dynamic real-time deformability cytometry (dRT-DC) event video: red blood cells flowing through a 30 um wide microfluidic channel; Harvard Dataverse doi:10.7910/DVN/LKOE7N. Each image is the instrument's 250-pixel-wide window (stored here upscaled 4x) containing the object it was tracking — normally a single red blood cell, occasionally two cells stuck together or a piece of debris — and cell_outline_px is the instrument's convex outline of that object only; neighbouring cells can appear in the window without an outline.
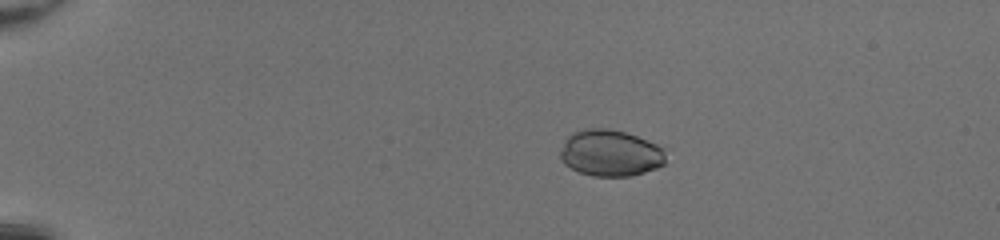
{"species": "common noctule bat (a hibernating species)", "species_latin": "Nyctalus noctula", "temperature_condition": "room temperature", "stored_images_in_passage": 40, "camera_frame_rate_fps": 3000, "um_per_image_px": 0.085, "animal": {"sex": "female", "body_mass_g": 20.0, "forearm_length_mm": 54.0}, "frame": {"image": 1, "passage_image": 1, "time_ms": 0.0, "image_size_px": [1000, 240], "cell_outline_px": [[664, 164], [656, 168], [644, 172], [628, 176], [592, 176], [580, 172], [564, 164], [560, 160], [560, 152], [564, 140], [572, 132], [584, 128], [608, 128], [624, 132], [636, 136], [656, 144], [664, 148]], "centroid_in_image_um": [51.84, 13.0], "position_along_channel_um": 33.2, "area_um2": 28.55}}
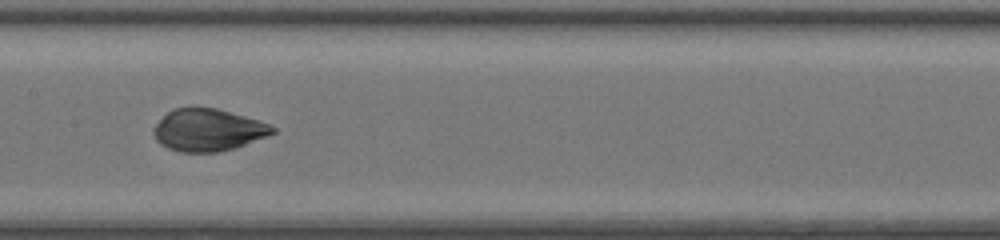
{"frame": {"image": 2, "passage_image": 18, "time_ms": 5.667, "image_size_px": [1000, 240], "cell_outline_px": [[276, 132], [244, 144], [220, 152], [180, 152], [168, 148], [160, 144], [156, 140], [152, 132], [152, 128], [172, 108], [216, 108], [260, 120], [276, 128]], "centroid_in_image_um": [17.65, 11.05], "position_along_channel_um": 189.7, "area_um2": 29.02}}
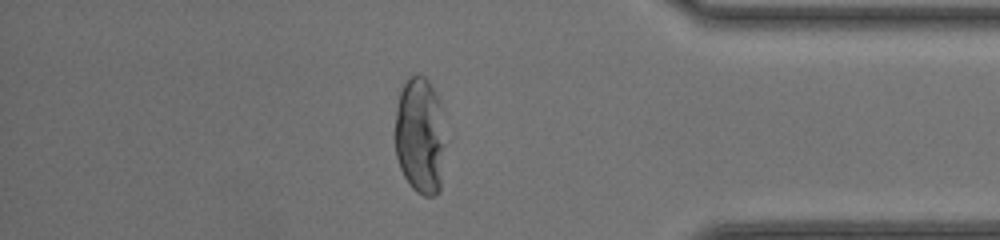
{"frame": {"image": 3, "passage_image": 34, "time_ms": 11.0, "image_size_px": [1000, 240], "cell_outline_px": [[444, 144], [440, 192], [432, 196], [424, 196], [416, 192], [412, 188], [404, 176], [400, 168], [396, 156], [396, 108], [400, 92], [404, 80], [412, 76], [424, 76], [428, 80], [440, 100]], "centroid_in_image_um": [35.7, 11.54], "position_along_channel_um": 399.5, "area_um2": 34.22}}